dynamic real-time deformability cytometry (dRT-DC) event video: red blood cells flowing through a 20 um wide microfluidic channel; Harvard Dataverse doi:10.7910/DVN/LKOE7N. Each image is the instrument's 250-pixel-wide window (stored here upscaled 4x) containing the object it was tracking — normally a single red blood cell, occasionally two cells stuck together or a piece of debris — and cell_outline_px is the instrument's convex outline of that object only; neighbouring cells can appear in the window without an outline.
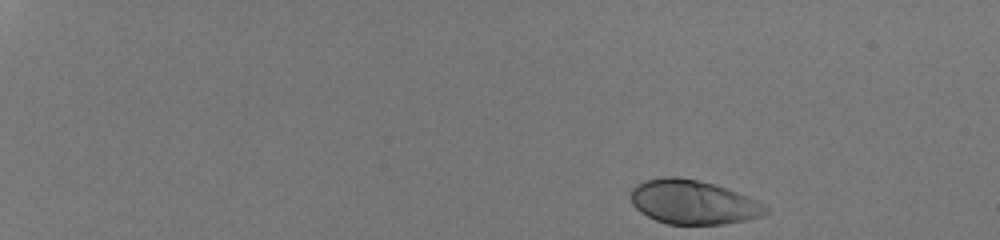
{"species": "human", "species_latin": "Homo sapiens", "temperature_condition": "room temperature", "stored_images_in_passage": 41, "camera_frame_rate_fps": 3000, "um_per_image_px": 0.085, "donor": {"sex": "male"}, "frame": {"image": 1, "passage_image": 1, "time_ms": 0.0, "image_size_px": [1000, 240], "cell_outline_px": [[768, 212], [760, 216], [748, 220], [720, 224], [668, 224], [656, 220], [640, 212], [632, 204], [632, 188], [636, 184], [644, 180], [664, 176], [676, 176], [696, 180], [728, 188], [756, 200], [764, 204], [768, 208]], "centroid_in_image_um": [58.91, 17.18], "position_along_channel_um": 26.1, "area_um2": 34.56}}
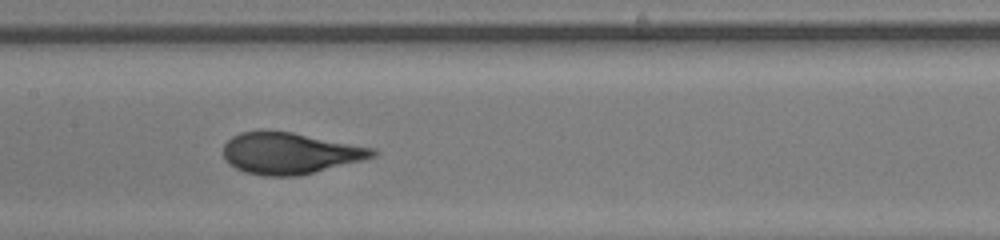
{"frame": {"image": 2, "passage_image": 24, "time_ms": 7.667, "image_size_px": [1000, 240], "cell_outline_px": [[380, 152], [376, 156], [364, 160], [300, 176], [264, 176], [244, 172], [228, 164], [224, 160], [224, 144], [232, 136], [240, 132], [292, 132], [376, 148]], "centroid_in_image_um": [24.69, 13.05], "position_along_channel_um": 182.7, "area_um2": 36.13}}
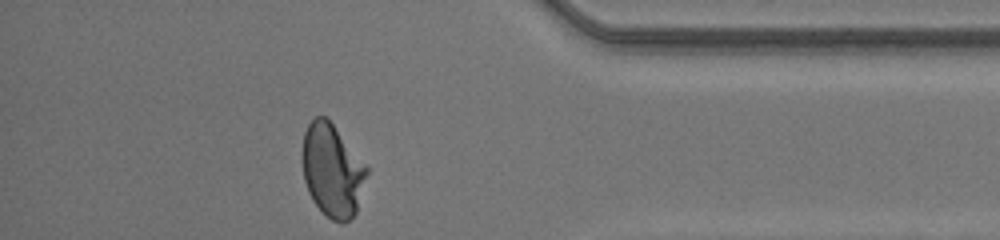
{"frame": {"image": 3, "passage_image": 41, "time_ms": 13.333, "image_size_px": [1000, 240], "cell_outline_px": [[368, 172], [356, 212], [344, 224], [332, 220], [312, 200], [308, 192], [304, 180], [304, 132], [308, 124], [316, 116], [324, 116], [332, 124], [368, 168]], "centroid_in_image_um": [28.25, 14.51], "position_along_channel_um": 406.9, "area_um2": 33.93}, "authors_computed_cell_mechanics": {"area_um2": 35.2002, "velocity_mm_per_s": 4.2257, "shape_relaxation_time_tau1_ms": 4.4603, "shape_relaxation_time_tau2_ms": null, "deformation_change_tau1": 0.2056, "deformation_change_tau2": null}}